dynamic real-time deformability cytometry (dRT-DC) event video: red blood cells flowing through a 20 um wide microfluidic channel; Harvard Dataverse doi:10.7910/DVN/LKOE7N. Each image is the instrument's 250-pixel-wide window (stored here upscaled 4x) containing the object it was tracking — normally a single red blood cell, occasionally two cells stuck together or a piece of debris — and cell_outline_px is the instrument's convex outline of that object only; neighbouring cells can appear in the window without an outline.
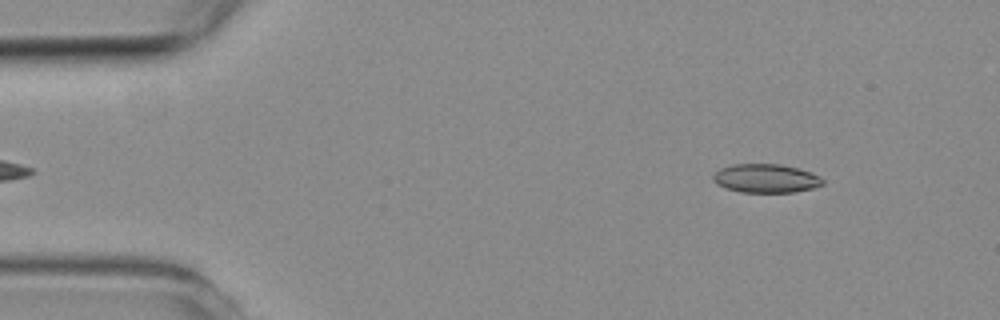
{"species": "common noctule bat (a hibernating species)", "species_latin": "Nyctalus noctula", "temperature_condition": "room temperature", "stored_images_in_passage": 5, "camera_frame_rate_fps": 3000, "um_per_image_px": 0.085, "animal": {"sex": "female", "body_mass_g": 19.3, "forearm_length_mm": 54.1}, "frame": {"image": 1, "passage_image": 5, "time_ms": 4.667, "image_size_px": [1000, 320], "cell_outline_px": [[824, 184], [812, 188], [792, 192], [740, 192], [724, 188], [716, 184], [712, 180], [712, 176], [720, 168], [732, 164], [780, 164], [800, 168], [820, 176], [824, 180]], "centroid_in_image_um": [65.08, 15.16], "position_along_channel_um": 19.9, "area_um2": 18.5}}